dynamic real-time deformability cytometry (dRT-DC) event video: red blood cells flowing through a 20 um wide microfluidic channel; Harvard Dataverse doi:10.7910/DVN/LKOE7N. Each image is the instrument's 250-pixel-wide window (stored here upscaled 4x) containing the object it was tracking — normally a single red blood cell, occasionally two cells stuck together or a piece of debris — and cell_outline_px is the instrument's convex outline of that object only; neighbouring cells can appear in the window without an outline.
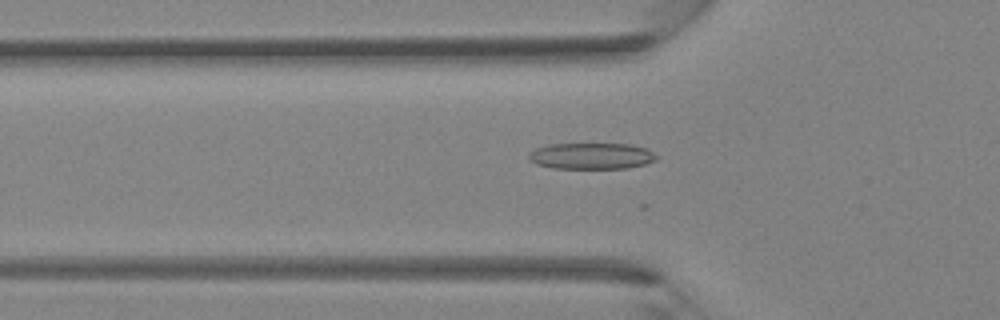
{"species": "Egyptian fruit bat (a non-hibernating species)", "species_latin": "Rousettus aegyptiacus", "temperature_condition": "room temperature", "stored_images_in_passage": 37, "camera_frame_rate_fps": 3000, "um_per_image_px": 0.085, "animal": {"sex": "female"}, "frame": {"image": 1, "passage_image": 14, "time_ms": 4.333, "image_size_px": [1000, 320], "cell_outline_px": [[660, 156], [656, 160], [644, 164], [628, 168], [552, 168], [536, 164], [528, 160], [528, 156], [536, 148], [548, 144], [632, 144], [648, 148]], "centroid_in_image_um": [50.32, 13.25], "position_along_channel_um": 75.5, "area_um2": 19.71}}
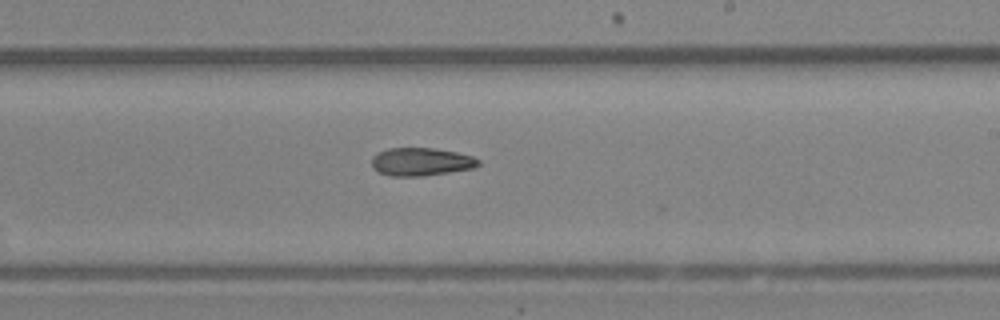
{"frame": {"image": 2, "passage_image": 25, "time_ms": 8.0, "image_size_px": [1000, 320], "cell_outline_px": [[480, 164], [472, 168], [424, 176], [392, 176], [380, 172], [372, 168], [372, 156], [388, 148], [432, 148], [456, 152], [472, 156], [480, 160]], "centroid_in_image_um": [35.78, 13.75], "position_along_channel_um": 253.2, "area_um2": 17.28}}
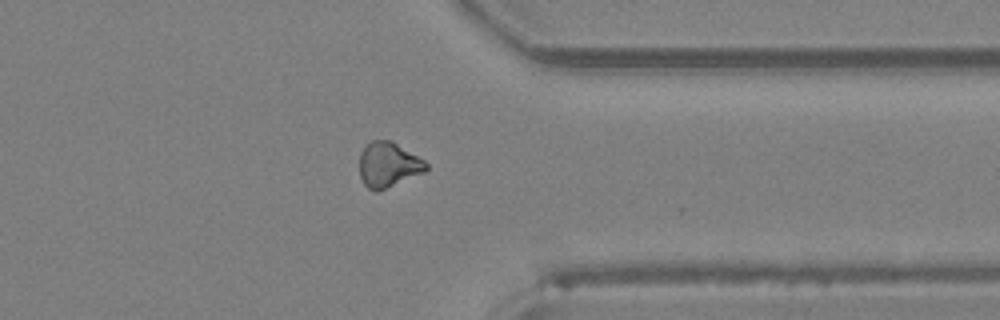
{"frame": {"image": 3, "passage_image": 33, "time_ms": 10.667, "image_size_px": [1000, 320], "cell_outline_px": [[428, 168], [424, 172], [376, 192], [368, 188], [364, 184], [360, 176], [360, 152], [372, 140], [392, 140], [424, 160], [428, 164]], "centroid_in_image_um": [33.0, 13.99], "position_along_channel_um": 378.4, "area_um2": 17.34}}